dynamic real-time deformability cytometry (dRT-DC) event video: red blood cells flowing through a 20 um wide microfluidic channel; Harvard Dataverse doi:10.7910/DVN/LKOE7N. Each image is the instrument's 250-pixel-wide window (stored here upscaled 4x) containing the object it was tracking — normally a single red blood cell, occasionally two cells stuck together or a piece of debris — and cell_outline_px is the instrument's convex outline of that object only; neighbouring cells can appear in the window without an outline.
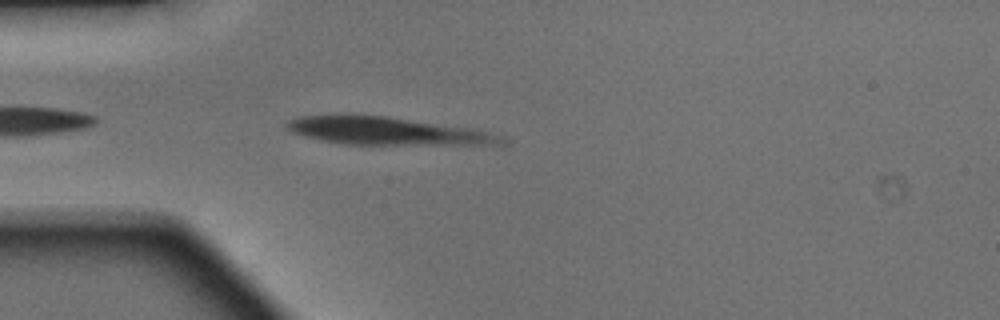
{"species": "Egyptian fruit bat (a non-hibernating species)", "species_latin": "Rousettus aegyptiacus", "temperature_condition": "warm", "stored_images_in_passage": 38, "camera_frame_rate_fps": 3000, "um_per_image_px": 0.085, "animal": {"sex": "male"}, "frame": {"image": 1, "passage_image": 2, "time_ms": 0.333, "image_size_px": [1000, 320], "cell_outline_px": [[508, 144], [344, 144], [304, 136], [292, 132], [288, 128], [288, 120], [300, 116], [340, 112], [352, 112], [388, 116], [464, 128], [504, 136], [508, 140]], "centroid_in_image_um": [32.75, 11.09], "position_along_channel_um": 52.3, "area_um2": 34.8}}